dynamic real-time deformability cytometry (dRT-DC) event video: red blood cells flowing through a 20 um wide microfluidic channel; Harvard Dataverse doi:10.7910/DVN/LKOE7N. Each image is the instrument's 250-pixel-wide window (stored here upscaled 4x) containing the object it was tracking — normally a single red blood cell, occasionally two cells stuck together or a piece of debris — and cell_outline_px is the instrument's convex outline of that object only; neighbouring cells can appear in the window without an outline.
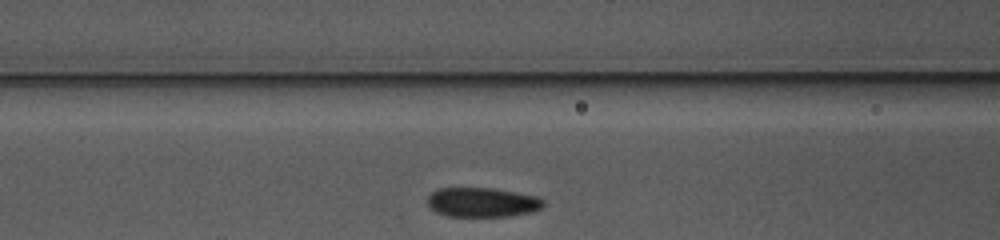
{"species": "common noctule bat (a hibernating species)", "species_latin": "Nyctalus noctula", "temperature_condition": "warm", "stored_images_in_passage": 21, "camera_frame_rate_fps": 3000, "um_per_image_px": 0.085, "animal": {"sex": "female", "body_mass_g": 10.0, "forearm_length_mm": 53.1}, "frame": {"image": 1, "passage_image": 5, "time_ms": 1.333, "image_size_px": [1000, 240], "cell_outline_px": [[544, 204], [540, 208], [528, 212], [508, 216], [448, 216], [436, 212], [428, 208], [428, 196], [432, 192], [440, 188], [492, 188], [540, 196], [544, 200]], "centroid_in_image_um": [40.98, 17.19], "position_along_channel_um": 125.6, "area_um2": 19.88}}
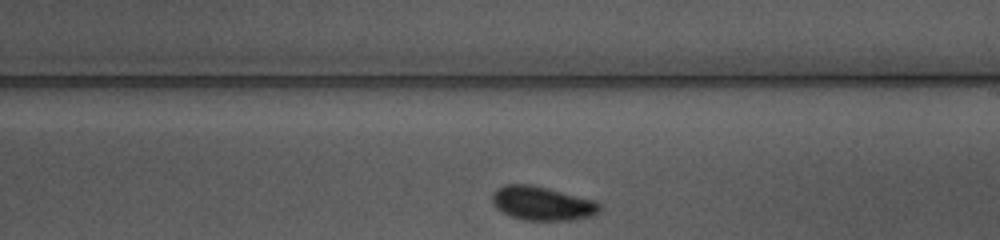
{"frame": {"image": 2, "passage_image": 14, "time_ms": 4.333, "image_size_px": [1000, 240], "cell_outline_px": [[600, 212], [592, 216], [568, 220], [524, 220], [512, 216], [496, 208], [492, 204], [492, 192], [496, 188], [504, 184], [532, 184], [596, 200], [600, 204]], "centroid_in_image_um": [46.08, 17.27], "position_along_channel_um": 242.9, "area_um2": 21.39}}
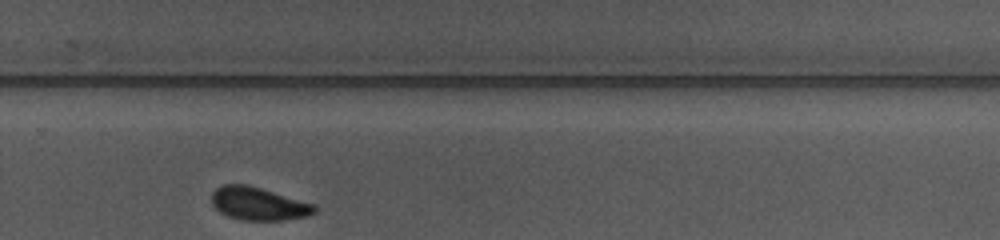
{"frame": {"image": 3, "passage_image": 19, "time_ms": 6.0, "image_size_px": [1000, 240], "cell_outline_px": [[316, 212], [308, 216], [284, 220], [240, 220], [228, 216], [220, 212], [212, 204], [212, 192], [220, 184], [248, 184], [316, 204]], "centroid_in_image_um": [21.98, 17.31], "position_along_channel_um": 307.8, "area_um2": 20.0}}